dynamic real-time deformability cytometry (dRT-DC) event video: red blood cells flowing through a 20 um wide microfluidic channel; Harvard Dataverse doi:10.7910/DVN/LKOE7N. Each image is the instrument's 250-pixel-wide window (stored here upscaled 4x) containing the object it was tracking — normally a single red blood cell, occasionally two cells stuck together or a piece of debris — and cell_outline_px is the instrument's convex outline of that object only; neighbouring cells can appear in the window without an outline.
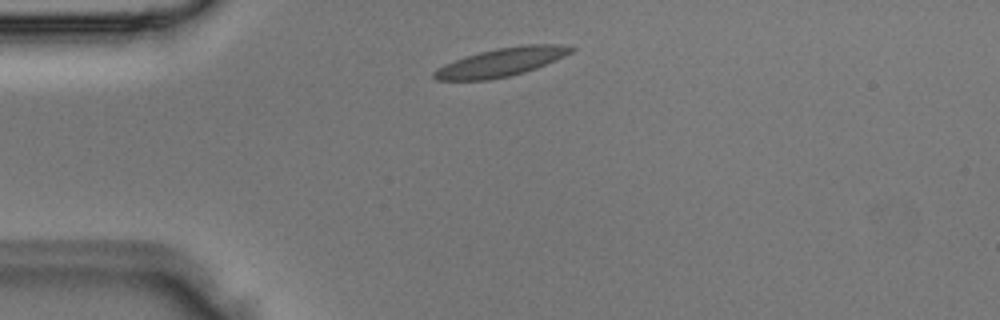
{"species": "Egyptian fruit bat (a non-hibernating species)", "species_latin": "Rousettus aegyptiacus", "temperature_condition": "room temperature", "stored_images_in_passage": 2, "camera_frame_rate_fps": 3000, "um_per_image_px": 0.085, "animal": {"sex": "male"}, "frame": {"image": 1, "passage_image": 1, "time_ms": 0.0, "image_size_px": [1000, 320], "cell_outline_px": [[576, 48], [572, 52], [556, 60], [536, 68], [524, 72], [508, 76], [488, 80], [436, 80], [432, 76], [432, 72], [444, 64], [480, 52], [496, 48], [524, 44], [560, 44]], "centroid_in_image_um": [42.62, 5.28], "position_along_channel_um": 42.4, "area_um2": 22.54}}